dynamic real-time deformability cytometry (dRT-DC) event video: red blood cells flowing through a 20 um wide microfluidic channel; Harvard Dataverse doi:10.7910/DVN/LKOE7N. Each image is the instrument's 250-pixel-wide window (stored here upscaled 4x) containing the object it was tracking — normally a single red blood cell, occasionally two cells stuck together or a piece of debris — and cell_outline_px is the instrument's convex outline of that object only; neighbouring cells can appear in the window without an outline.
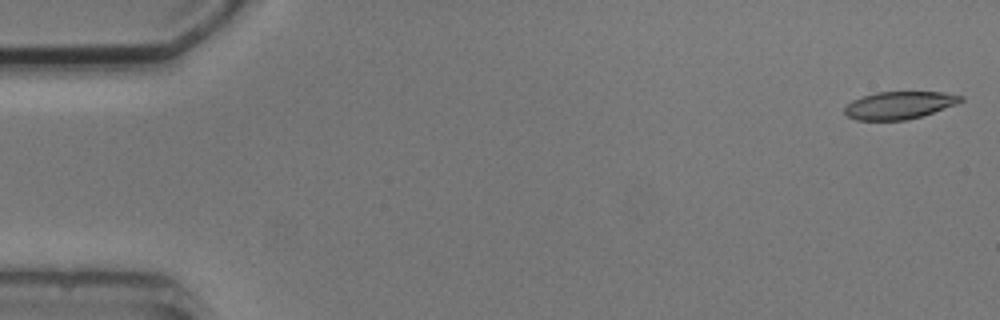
{"species": "common noctule bat (a hibernating species)", "species_latin": "Nyctalus noctula", "temperature_condition": "cold", "stored_images_in_passage": 5, "camera_frame_rate_fps": 3000, "um_per_image_px": 0.085, "animal": {"sex": "male", "body_mass_g": 20.5, "forearm_length_mm": 52.5}, "frame": {"image": 1, "passage_image": 1, "time_ms": 0.0, "image_size_px": [1000, 320], "cell_outline_px": [[964, 100], [956, 104], [920, 116], [904, 120], [856, 120], [848, 116], [844, 112], [844, 108], [852, 100], [876, 92], [944, 92], [964, 96]], "centroid_in_image_um": [76.43, 8.93], "position_along_channel_um": 8.6, "area_um2": 18.44}}
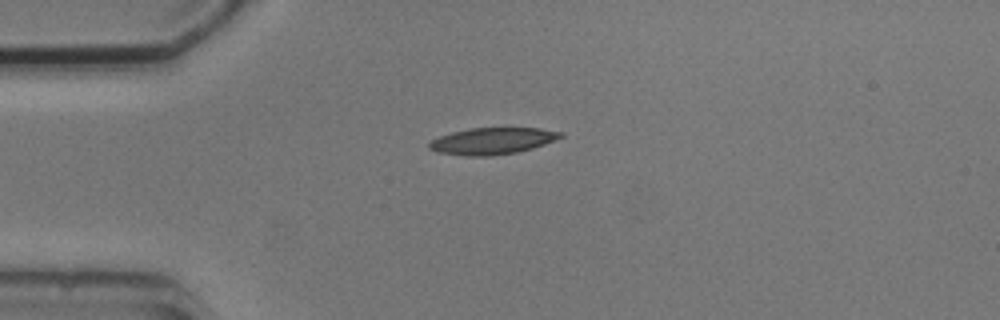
{"frame": {"image": 2, "passage_image": 4, "time_ms": 4.0, "image_size_px": [1000, 320], "cell_outline_px": [[564, 136], [544, 144], [532, 148], [516, 152], [492, 156], [468, 156], [436, 152], [428, 148], [428, 144], [432, 140], [440, 136], [452, 132], [468, 128], [540, 128], [564, 132]], "centroid_in_image_um": [41.84, 11.98], "position_along_channel_um": 43.2, "area_um2": 20.4}}